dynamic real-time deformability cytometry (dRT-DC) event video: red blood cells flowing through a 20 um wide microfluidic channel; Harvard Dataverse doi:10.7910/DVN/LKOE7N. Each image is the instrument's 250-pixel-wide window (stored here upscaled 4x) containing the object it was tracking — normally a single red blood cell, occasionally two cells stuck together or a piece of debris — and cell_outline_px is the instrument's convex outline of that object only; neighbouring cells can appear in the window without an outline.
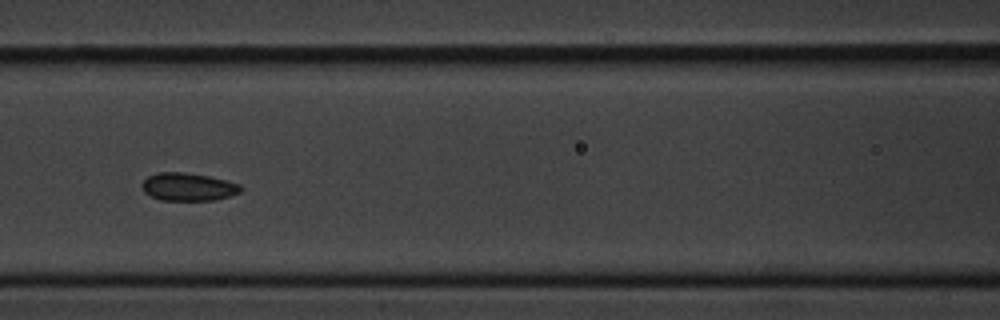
{"species": "common noctule bat (a hibernating species)", "species_latin": "Nyctalus noctula", "temperature_condition": "cold", "stored_images_in_passage": 9, "camera_frame_rate_fps": 3000, "um_per_image_px": 0.085, "animal": {"sex": "male", "body_mass_g": 20.1, "forearm_length_mm": 53.5}, "frame": {"image": 1, "passage_image": 6, "time_ms": 6.0, "image_size_px": [1000, 320], "cell_outline_px": [[244, 188], [240, 192], [228, 196], [212, 200], [160, 200], [144, 192], [140, 184], [148, 176], [160, 172], [184, 172], [208, 176], [240, 184]], "centroid_in_image_um": [15.98, 15.88], "position_along_channel_um": 150.6, "area_um2": 15.95}}
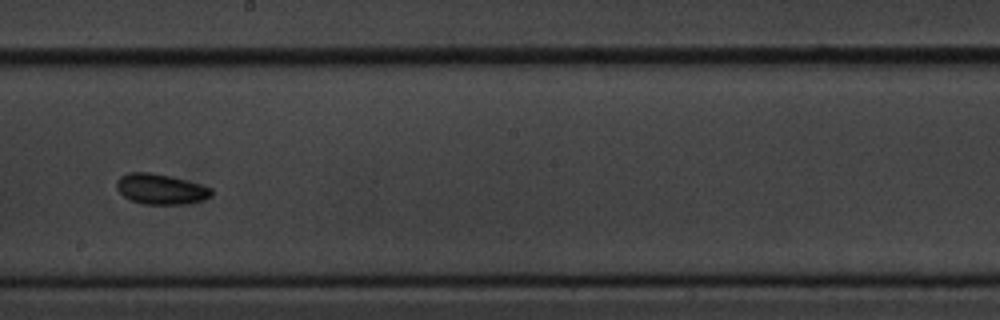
{"frame": {"image": 2, "passage_image": 8, "time_ms": 8.333, "image_size_px": [1000, 320], "cell_outline_px": [[212, 196], [204, 200], [188, 204], [144, 204], [132, 200], [124, 196], [116, 188], [116, 180], [120, 176], [128, 172], [148, 172], [168, 176], [200, 184], [212, 188]], "centroid_in_image_um": [13.66, 16.08], "position_along_channel_um": 234.5, "area_um2": 16.76}}
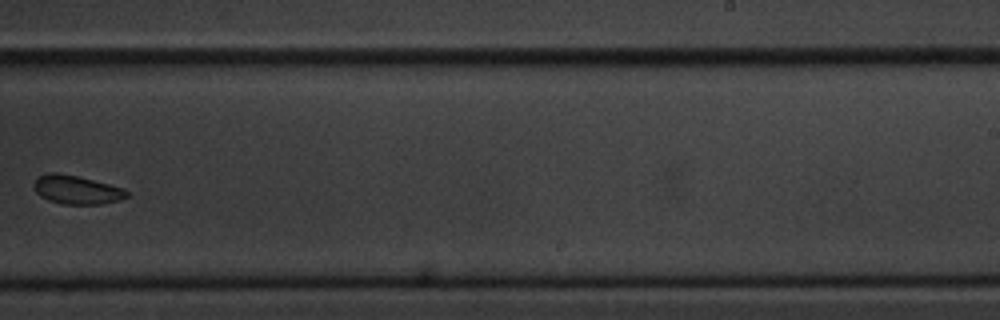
{"frame": {"image": 3, "passage_image": 9, "time_ms": 9.667, "image_size_px": [1000, 320], "cell_outline_px": [[132, 192], [128, 196], [120, 200], [100, 204], [64, 204], [48, 200], [40, 196], [36, 192], [32, 184], [40, 176], [48, 172], [56, 172], [80, 176], [124, 188]], "centroid_in_image_um": [6.54, 16.12], "position_along_channel_um": 282.5, "area_um2": 15.72}}